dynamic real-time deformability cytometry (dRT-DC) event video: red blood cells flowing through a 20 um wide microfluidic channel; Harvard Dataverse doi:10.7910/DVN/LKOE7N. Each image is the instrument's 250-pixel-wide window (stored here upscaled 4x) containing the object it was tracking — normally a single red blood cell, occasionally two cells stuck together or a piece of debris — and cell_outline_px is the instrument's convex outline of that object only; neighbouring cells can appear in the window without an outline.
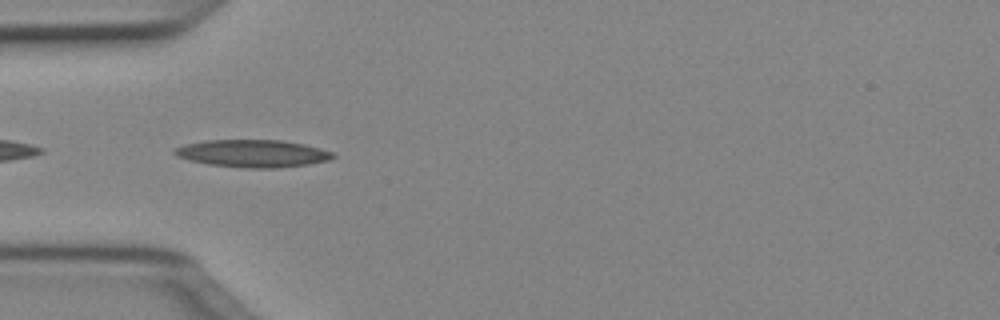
{"species": "Egyptian fruit bat (a non-hibernating species)", "species_latin": "Rousettus aegyptiacus", "temperature_condition": "cold", "stored_images_in_passage": 4, "camera_frame_rate_fps": 3000, "um_per_image_px": 0.085, "animal": {"sex": "female"}, "frame": {"image": 1, "passage_image": 1, "time_ms": 0.0, "image_size_px": [1000, 320], "cell_outline_px": [[336, 156], [328, 160], [308, 164], [276, 168], [244, 168], [208, 164], [176, 156], [172, 152], [176, 148], [184, 144], [204, 140], [280, 140], [304, 144], [320, 148], [332, 152]], "centroid_in_image_um": [21.47, 13.04], "position_along_channel_um": 63.5, "area_um2": 25.26}}